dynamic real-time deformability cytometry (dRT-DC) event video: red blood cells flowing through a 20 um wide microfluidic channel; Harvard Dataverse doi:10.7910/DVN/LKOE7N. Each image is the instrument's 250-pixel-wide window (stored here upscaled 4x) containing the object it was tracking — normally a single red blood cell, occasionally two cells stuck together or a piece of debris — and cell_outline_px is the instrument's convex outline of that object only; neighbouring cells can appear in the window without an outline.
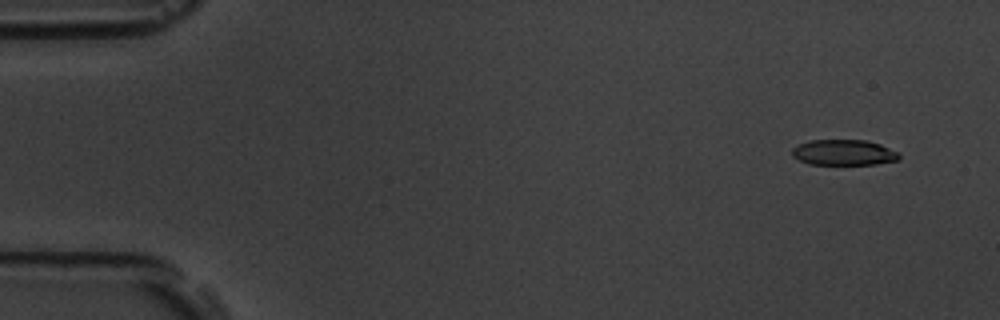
{"species": "common noctule bat (a hibernating species)", "species_latin": "Nyctalus noctula", "temperature_condition": "room temperature", "stored_images_in_passage": 6, "camera_frame_rate_fps": 3000, "um_per_image_px": 0.085, "animal": {"sex": "male", "body_mass_g": 19.5, "forearm_length_mm": 54.6}, "frame": {"image": 1, "passage_image": 1, "time_ms": 0.0, "image_size_px": [1000, 320], "cell_outline_px": [[900, 160], [876, 164], [808, 164], [792, 156], [792, 148], [800, 144], [812, 140], [864, 140], [880, 144], [900, 152]], "centroid_in_image_um": [71.76, 12.96], "position_along_channel_um": 13.2, "area_um2": 16.01}}
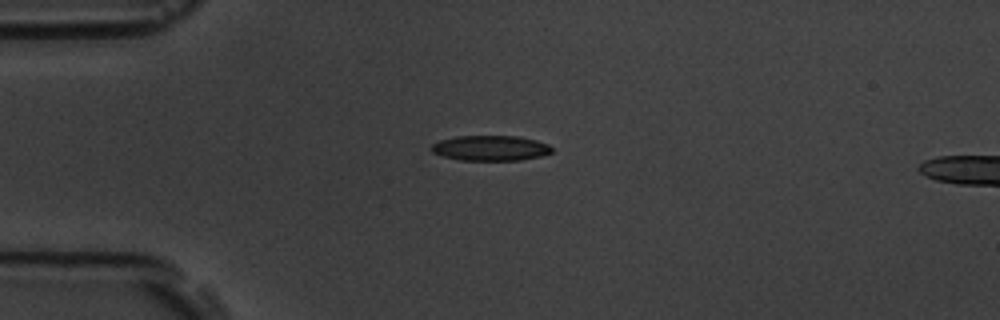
{"frame": {"image": 2, "passage_image": 4, "time_ms": 1.0, "image_size_px": [1000, 320], "cell_outline_px": [[552, 152], [540, 156], [520, 160], [460, 160], [444, 156], [432, 152], [428, 148], [432, 144], [440, 140], [456, 136], [516, 136], [536, 140], [548, 144], [552, 148]], "centroid_in_image_um": [41.66, 12.58], "position_along_channel_um": 43.3, "area_um2": 17.69}}
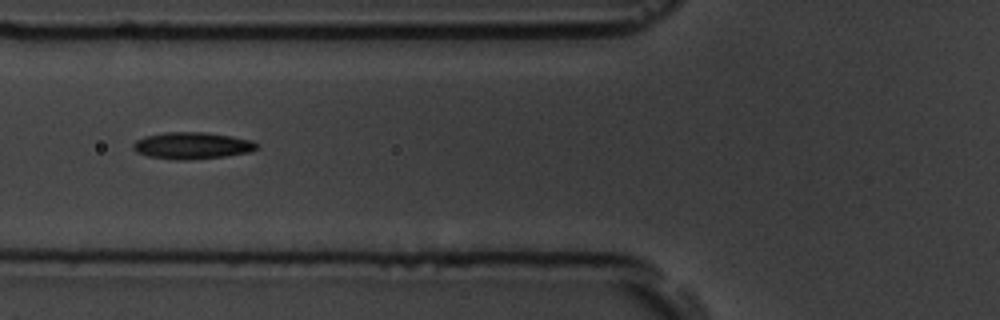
{"frame": {"image": 3, "passage_image": 6, "time_ms": 1.667, "image_size_px": [1000, 320], "cell_outline_px": [[260, 148], [252, 152], [228, 156], [188, 160], [176, 160], [148, 156], [136, 152], [132, 148], [132, 144], [136, 140], [144, 136], [164, 132], [208, 132], [232, 136], [252, 140], [260, 144]], "centroid_in_image_um": [16.38, 12.37], "position_along_channel_um": 109.4, "area_um2": 19.77}}